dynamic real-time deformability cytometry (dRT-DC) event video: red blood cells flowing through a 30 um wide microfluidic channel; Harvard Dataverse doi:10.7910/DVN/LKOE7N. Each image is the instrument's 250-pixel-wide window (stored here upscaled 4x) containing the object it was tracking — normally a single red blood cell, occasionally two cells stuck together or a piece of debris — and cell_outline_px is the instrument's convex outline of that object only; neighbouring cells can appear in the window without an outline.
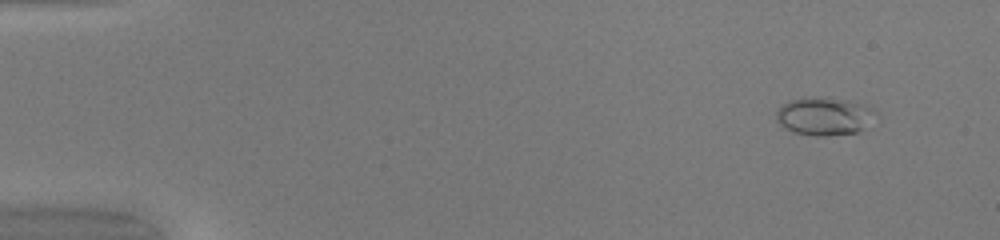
{"species": "common noctule bat (a hibernating species)", "species_latin": "Nyctalus noctula", "temperature_condition": "warm", "stored_images_in_passage": 17, "camera_frame_rate_fps": 3000, "um_per_image_px": 0.085, "animal": {"sex": "female", "body_mass_g": 20.0, "forearm_length_mm": 54.0}, "frame": {"image": 1, "passage_image": 5, "time_ms": 1.333, "image_size_px": [1000, 240], "cell_outline_px": [[876, 112], [856, 132], [828, 136], [816, 136], [792, 132], [784, 128], [776, 120], [776, 112], [788, 100], [828, 96], [848, 100], [864, 104], [872, 108]], "centroid_in_image_um": [69.99, 9.86], "position_along_channel_um": 15.0, "area_um2": 21.68}}